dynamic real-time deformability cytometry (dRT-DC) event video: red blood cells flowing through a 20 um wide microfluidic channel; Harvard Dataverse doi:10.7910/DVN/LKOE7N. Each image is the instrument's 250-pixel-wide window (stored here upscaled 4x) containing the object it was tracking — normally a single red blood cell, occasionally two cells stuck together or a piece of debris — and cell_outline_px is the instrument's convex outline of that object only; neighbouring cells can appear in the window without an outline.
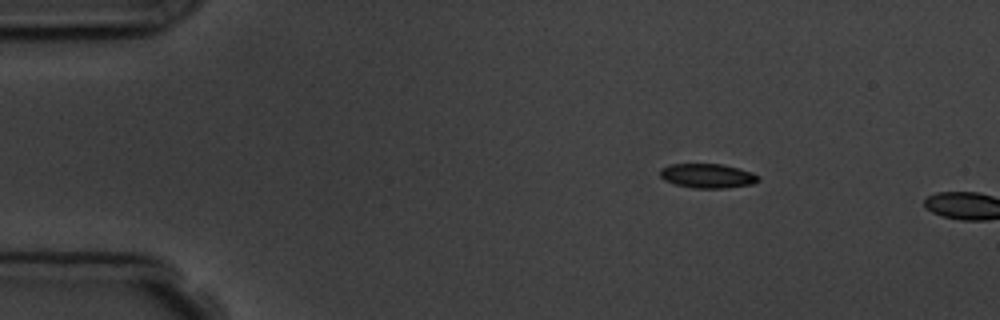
{"species": "common noctule bat (a hibernating species)", "species_latin": "Nyctalus noctula", "temperature_condition": "room temperature", "stored_images_in_passage": 3, "camera_frame_rate_fps": 3000, "um_per_image_px": 0.085, "animal": {"sex": "male", "body_mass_g": 19.5, "forearm_length_mm": 54.6}, "frame": {"image": 1, "passage_image": 2, "time_ms": 1.0, "image_size_px": [1000, 320], "cell_outline_px": [[760, 180], [752, 184], [728, 188], [692, 188], [676, 184], [664, 180], [660, 176], [660, 168], [672, 164], [724, 164], [752, 172], [760, 176]], "centroid_in_image_um": [60.16, 14.95], "position_along_channel_um": 24.8, "area_um2": 14.05}}